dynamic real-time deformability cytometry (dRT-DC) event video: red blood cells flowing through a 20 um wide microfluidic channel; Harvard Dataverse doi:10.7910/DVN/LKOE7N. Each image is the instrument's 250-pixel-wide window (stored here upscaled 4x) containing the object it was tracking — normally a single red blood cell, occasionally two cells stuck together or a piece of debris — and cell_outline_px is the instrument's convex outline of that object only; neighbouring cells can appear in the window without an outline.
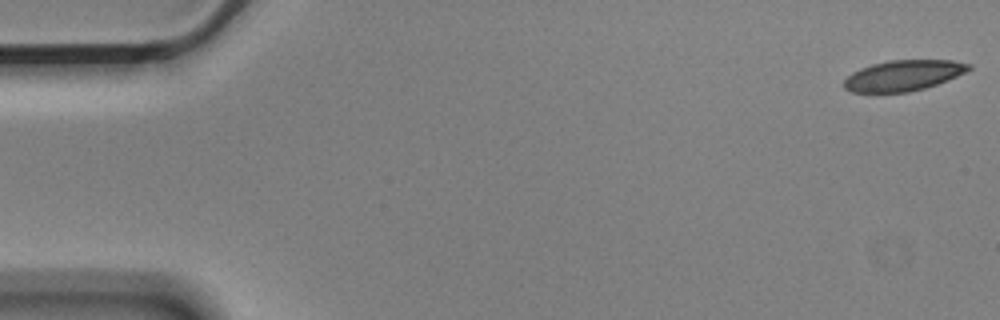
{"species": "Egyptian fruit bat (a non-hibernating species)", "species_latin": "Rousettus aegyptiacus", "temperature_condition": "cold", "stored_images_in_passage": 56, "camera_frame_rate_fps": 3000, "um_per_image_px": 0.085, "animal": {"sex": "male"}, "frame": {"image": 1, "passage_image": 1, "time_ms": 0.0, "image_size_px": [1000, 320], "cell_outline_px": [[972, 68], [956, 76], [936, 84], [924, 88], [908, 92], [852, 92], [844, 88], [844, 80], [852, 72], [860, 68], [872, 64], [888, 60], [952, 60], [972, 64]], "centroid_in_image_um": [76.77, 6.4], "position_along_channel_um": 8.2, "area_um2": 22.14}}
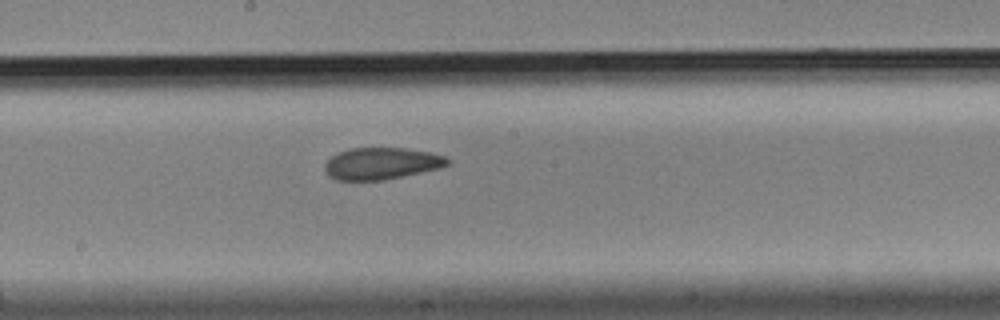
{"frame": {"image": 2, "passage_image": 30, "time_ms": 9.667, "image_size_px": [1000, 320], "cell_outline_px": [[452, 160], [448, 164], [440, 168], [384, 180], [336, 180], [328, 176], [324, 172], [324, 164], [332, 156], [348, 148], [404, 148], [428, 152], [444, 156]], "centroid_in_image_um": [32.4, 13.9], "position_along_channel_um": 215.8, "area_um2": 22.77}}
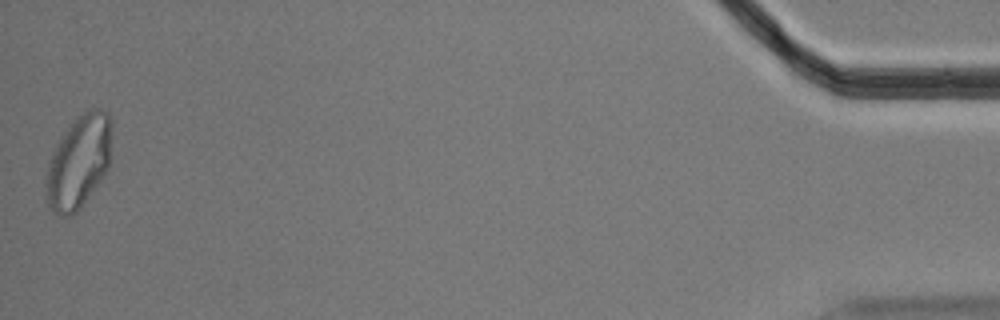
{"frame": {"image": 3, "passage_image": 56, "time_ms": 18.333, "image_size_px": [1000, 320], "cell_outline_px": [[112, 156], [108, 168], [104, 176], [80, 208], [72, 216], [56, 216], [48, 208], [44, 196], [44, 180], [48, 160], [60, 136], [76, 116], [92, 108], [100, 108], [108, 112], [112, 120]], "centroid_in_image_um": [6.67, 13.76], "position_along_channel_um": 428.5, "area_um2": 37.05}, "authors_computed_cell_mechanics": {"area_um2": 24.0159, "velocity_mm_per_s": 3.5272, "shape_relaxation_time_tau1_ms": 8.2275, "shape_relaxation_time_tau2_ms": 1.7911, "deformation_change_tau1": 0.1658, "deformation_change_tau2": 0.0714}}